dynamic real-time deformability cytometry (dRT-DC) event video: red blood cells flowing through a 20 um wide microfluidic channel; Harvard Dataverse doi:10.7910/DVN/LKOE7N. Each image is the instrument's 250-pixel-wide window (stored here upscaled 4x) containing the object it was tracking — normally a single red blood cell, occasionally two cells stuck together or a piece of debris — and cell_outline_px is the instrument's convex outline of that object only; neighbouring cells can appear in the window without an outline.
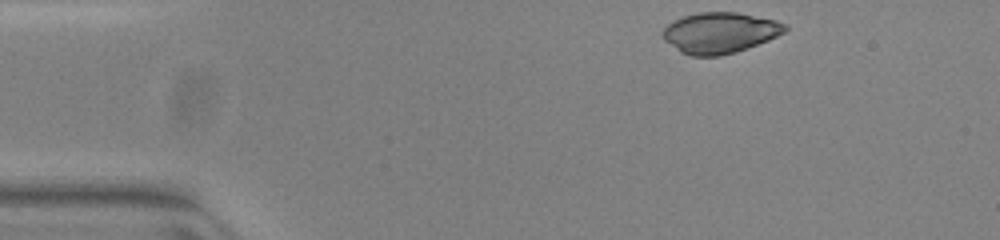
{"species": "common noctule bat (a hibernating species)", "species_latin": "Nyctalus noctula", "temperature_condition": "warm", "stored_images_in_passage": 9, "camera_frame_rate_fps": 3000, "um_per_image_px": 0.085, "animal": {"sex": "female", "body_mass_g": 23.0, "forearm_length_mm": 53.4}, "frame": {"image": 1, "passage_image": 1, "time_ms": 0.0, "image_size_px": [1000, 240], "cell_outline_px": [[788, 28], [784, 32], [768, 40], [736, 52], [720, 56], [692, 56], [680, 52], [664, 40], [664, 28], [672, 20], [684, 16], [700, 12], [736, 12], [776, 20], [788, 24]], "centroid_in_image_um": [61.19, 2.78], "position_along_channel_um": 23.8, "area_um2": 29.02}}